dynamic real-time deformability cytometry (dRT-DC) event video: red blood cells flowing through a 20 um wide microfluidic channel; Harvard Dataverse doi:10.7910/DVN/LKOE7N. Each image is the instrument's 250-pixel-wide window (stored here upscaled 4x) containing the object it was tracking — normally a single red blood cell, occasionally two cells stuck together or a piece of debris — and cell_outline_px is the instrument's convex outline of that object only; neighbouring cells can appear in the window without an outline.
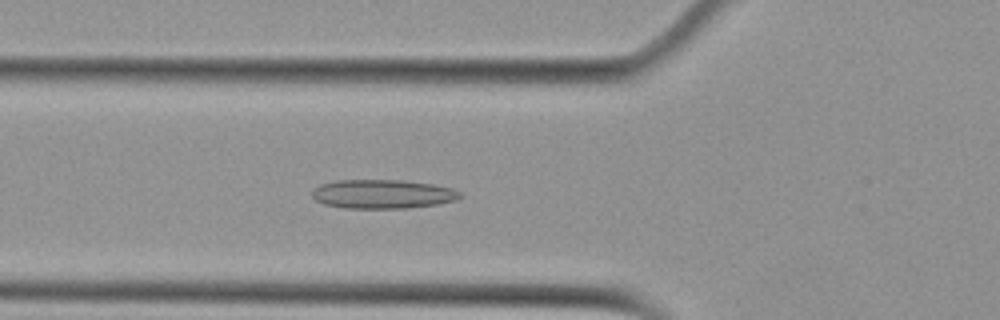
{"species": "Egyptian fruit bat (a non-hibernating species)", "species_latin": "Rousettus aegyptiacus", "temperature_condition": "cold", "stored_images_in_passage": 52, "camera_frame_rate_fps": 3000, "um_per_image_px": 0.085, "animal": {"sex": "female"}, "frame": {"image": 1, "passage_image": 18, "time_ms": 5.667, "image_size_px": [1000, 320], "cell_outline_px": [[464, 196], [456, 200], [440, 204], [408, 208], [344, 208], [324, 204], [316, 200], [312, 196], [312, 188], [320, 184], [336, 180], [404, 180], [432, 184], [452, 188], [460, 192]], "centroid_in_image_um": [32.53, 16.49], "position_along_channel_um": 93.3, "area_um2": 25.26}}
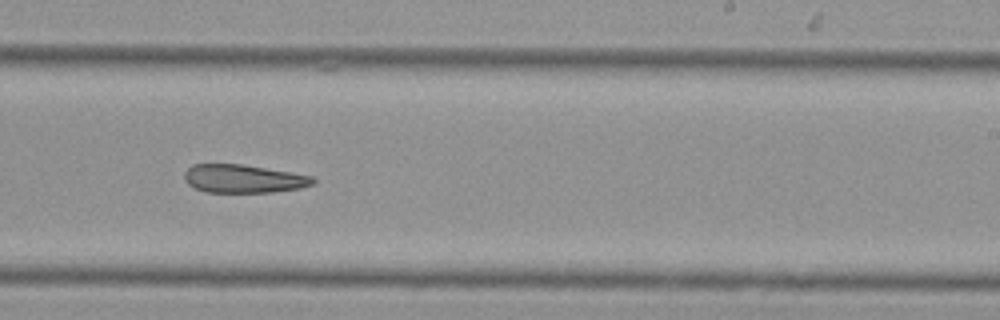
{"frame": {"image": 2, "passage_image": 32, "time_ms": 10.333, "image_size_px": [1000, 320], "cell_outline_px": [[316, 180], [312, 184], [300, 188], [272, 192], [204, 192], [188, 184], [184, 180], [184, 172], [192, 164], [240, 164], [292, 172], [312, 176]], "centroid_in_image_um": [20.67, 15.19], "position_along_channel_um": 268.3, "area_um2": 21.15}}
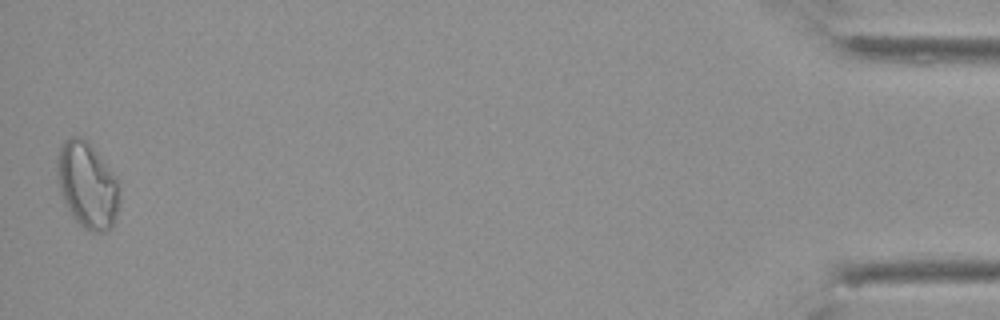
{"frame": {"image": 3, "passage_image": 52, "time_ms": 17.0, "image_size_px": [1000, 320], "cell_outline_px": [[120, 204], [116, 220], [112, 228], [108, 232], [92, 232], [84, 228], [72, 216], [64, 204], [60, 196], [56, 176], [56, 156], [60, 144], [64, 140], [72, 136], [80, 136], [92, 148], [116, 176], [120, 196]], "centroid_in_image_um": [7.4, 15.78], "position_along_channel_um": 427.8, "area_um2": 31.85}}